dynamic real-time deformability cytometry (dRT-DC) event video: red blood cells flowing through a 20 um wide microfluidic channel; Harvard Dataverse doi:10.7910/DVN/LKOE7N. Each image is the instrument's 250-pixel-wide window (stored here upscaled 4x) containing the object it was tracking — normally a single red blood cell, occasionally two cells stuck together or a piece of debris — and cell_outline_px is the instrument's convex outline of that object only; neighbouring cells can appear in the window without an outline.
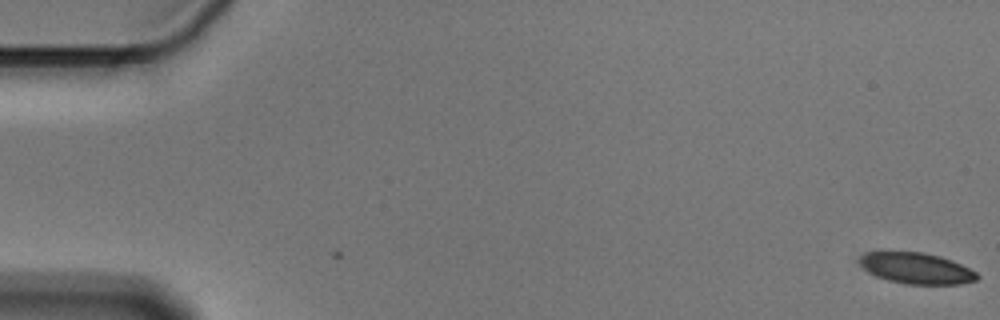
{"species": "Egyptian fruit bat (a non-hibernating species)", "species_latin": "Rousettus aegyptiacus", "temperature_condition": "cold", "stored_images_in_passage": 58, "camera_frame_rate_fps": 3000, "um_per_image_px": 0.085, "animal": {"sex": "male"}, "frame": {"image": 1, "passage_image": 1, "time_ms": 0.0, "image_size_px": [1000, 320], "cell_outline_px": [[980, 276], [976, 280], [960, 284], [904, 284], [888, 280], [876, 276], [868, 272], [860, 264], [860, 256], [864, 252], [924, 252], [940, 256], [952, 260], [976, 272]], "centroid_in_image_um": [77.89, 22.8], "position_along_channel_um": 7.1, "area_um2": 21.21}}
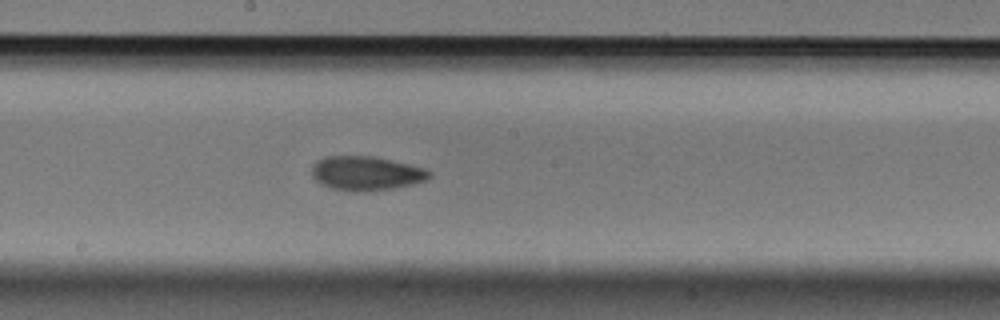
{"frame": {"image": 2, "passage_image": 31, "time_ms": 10.0, "image_size_px": [1000, 320], "cell_outline_px": [[432, 176], [428, 180], [412, 184], [392, 188], [356, 192], [352, 192], [332, 188], [320, 184], [312, 176], [312, 164], [316, 160], [324, 156], [372, 156], [392, 160], [424, 168], [432, 172]], "centroid_in_image_um": [31.11, 14.72], "position_along_channel_um": 217.1, "area_um2": 23.52}}
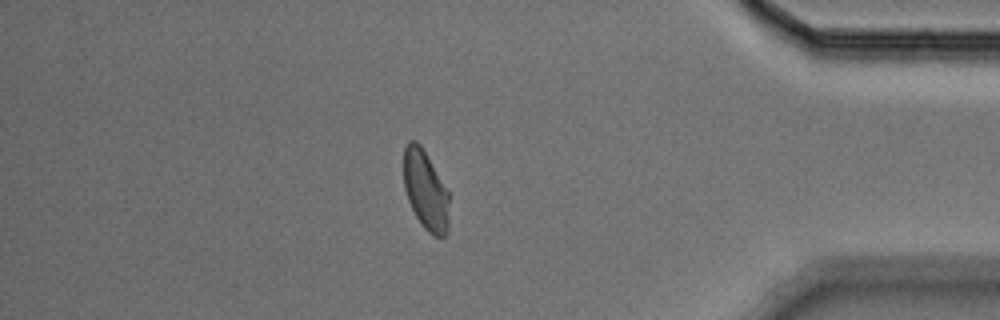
{"frame": {"image": 3, "passage_image": 49, "time_ms": 16.0, "image_size_px": [1000, 320], "cell_outline_px": [[448, 232], [444, 236], [432, 236], [420, 224], [408, 200], [404, 188], [404, 148], [408, 140], [416, 140], [420, 144], [448, 192]], "centroid_in_image_um": [36.15, 16.18], "position_along_channel_um": 399.0, "area_um2": 20.81}, "authors_computed_cell_mechanics": {"area_um2": 22.4553, "velocity_mm_per_s": 3.5768, "shape_relaxation_time_tau1_ms": 5.9328, "shape_relaxation_time_tau2_ms": 2.289, "deformation_change_tau1": 0.1311, "deformation_change_tau2": 0.0738}}